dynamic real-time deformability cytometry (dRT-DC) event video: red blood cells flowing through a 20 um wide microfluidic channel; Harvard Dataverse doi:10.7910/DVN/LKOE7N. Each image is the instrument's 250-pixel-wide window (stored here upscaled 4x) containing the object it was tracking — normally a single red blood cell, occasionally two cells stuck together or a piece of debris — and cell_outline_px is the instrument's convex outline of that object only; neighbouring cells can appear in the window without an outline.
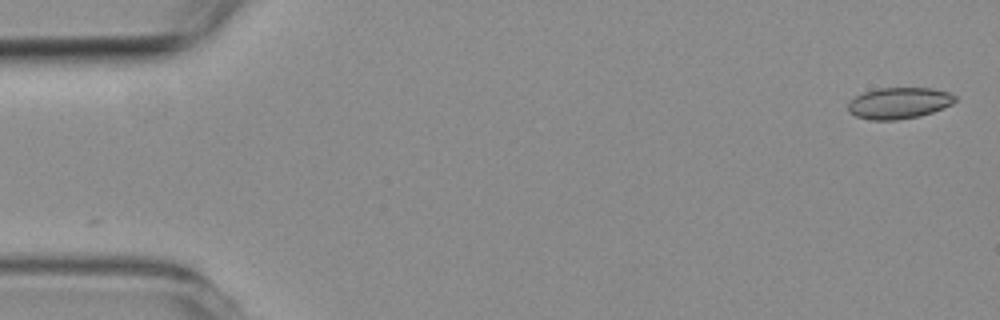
{"species": "common noctule bat (a hibernating species)", "species_latin": "Nyctalus noctula", "temperature_condition": "room temperature", "stored_images_in_passage": 8, "camera_frame_rate_fps": 3000, "um_per_image_px": 0.085, "animal": {"sex": "female", "body_mass_g": 19.3, "forearm_length_mm": 54.1}, "frame": {"image": 1, "passage_image": 1, "time_ms": 0.0, "image_size_px": [1000, 320], "cell_outline_px": [[956, 100], [952, 104], [932, 112], [920, 116], [896, 120], [872, 120], [856, 116], [848, 112], [848, 100], [864, 92], [876, 88], [932, 88], [948, 92], [956, 96]], "centroid_in_image_um": [76.39, 8.76], "position_along_channel_um": 8.6, "area_um2": 19.59}}
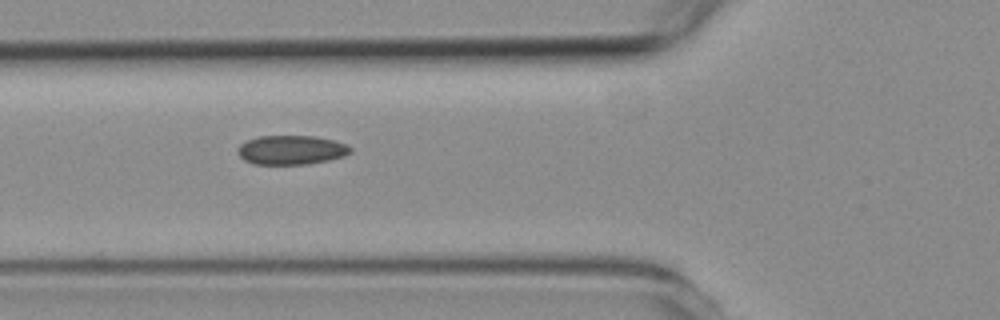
{"frame": {"image": 2, "passage_image": 5, "time_ms": 5.667, "image_size_px": [1000, 320], "cell_outline_px": [[352, 152], [344, 156], [328, 160], [308, 164], [252, 164], [244, 160], [236, 152], [236, 148], [240, 144], [248, 140], [260, 136], [312, 136], [332, 140], [348, 144], [352, 148]], "centroid_in_image_um": [24.75, 12.75], "position_along_channel_um": 101.1, "area_um2": 19.25}}
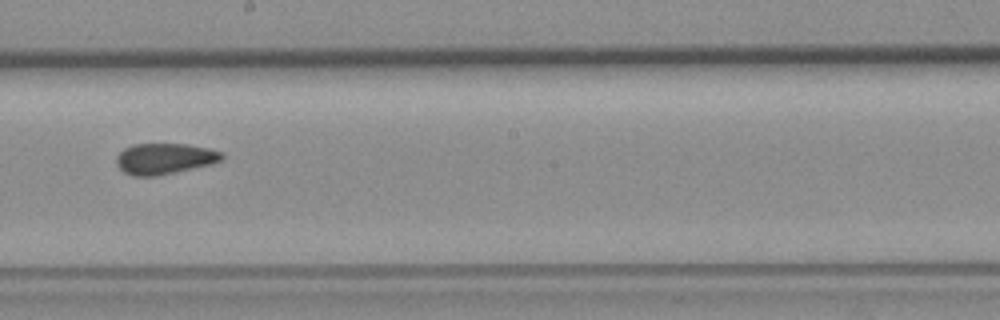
{"frame": {"image": 3, "passage_image": 8, "time_ms": 9.0, "image_size_px": [1000, 320], "cell_outline_px": [[224, 156], [220, 160], [212, 164], [156, 176], [132, 176], [124, 172], [116, 164], [116, 156], [124, 148], [132, 144], [188, 144], [208, 148], [220, 152]], "centroid_in_image_um": [13.95, 13.48], "position_along_channel_um": 234.3, "area_um2": 18.96}}